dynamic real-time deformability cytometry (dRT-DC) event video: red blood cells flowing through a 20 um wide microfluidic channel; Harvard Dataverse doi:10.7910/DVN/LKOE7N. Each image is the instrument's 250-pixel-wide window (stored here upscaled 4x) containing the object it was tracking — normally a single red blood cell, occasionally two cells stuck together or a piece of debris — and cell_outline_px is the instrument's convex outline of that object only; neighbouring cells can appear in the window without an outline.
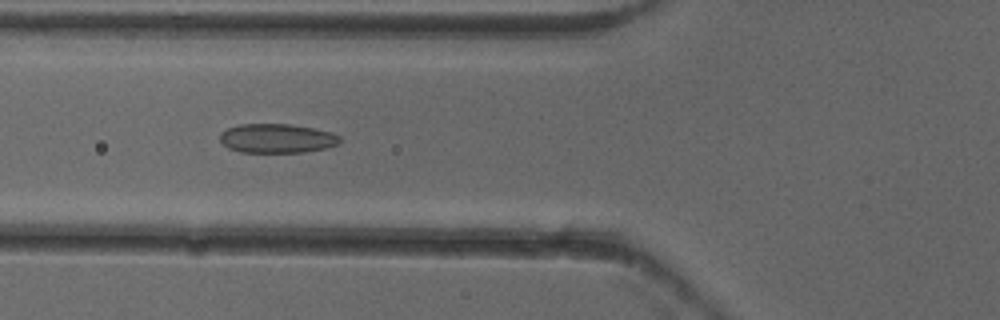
{"species": "common noctule bat (a hibernating species)", "species_latin": "Nyctalus noctula", "temperature_condition": "cold", "stored_images_in_passage": 52, "camera_frame_rate_fps": 3000, "um_per_image_px": 0.085, "animal": {"sex": "female"}, "frame": {"image": 1, "passage_image": 19, "time_ms": 6.0, "image_size_px": [1000, 320], "cell_outline_px": [[340, 144], [328, 148], [304, 152], [240, 152], [228, 148], [220, 140], [220, 132], [228, 128], [240, 124], [288, 124], [312, 128], [332, 132], [340, 136]], "centroid_in_image_um": [23.56, 11.76], "position_along_channel_um": 102.2, "area_um2": 20.46}}
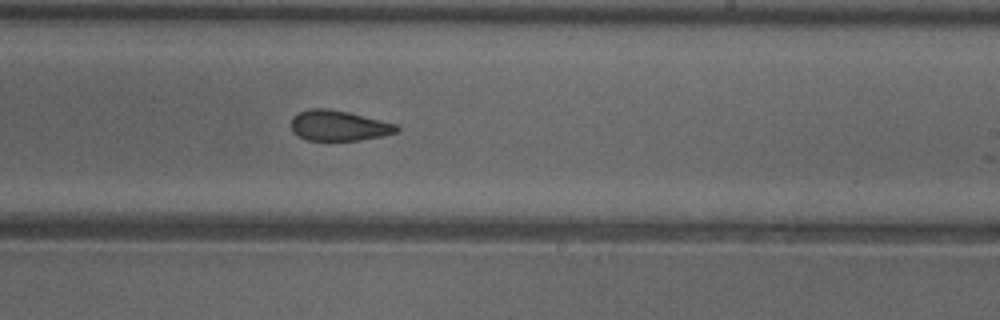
{"frame": {"image": 2, "passage_image": 31, "time_ms": 10.0, "image_size_px": [1000, 320], "cell_outline_px": [[400, 128], [396, 132], [380, 136], [360, 140], [328, 144], [308, 140], [296, 136], [292, 132], [292, 116], [296, 112], [308, 108], [328, 108], [348, 112], [396, 124]], "centroid_in_image_um": [28.7, 10.72], "position_along_channel_um": 260.3, "area_um2": 19.48}}
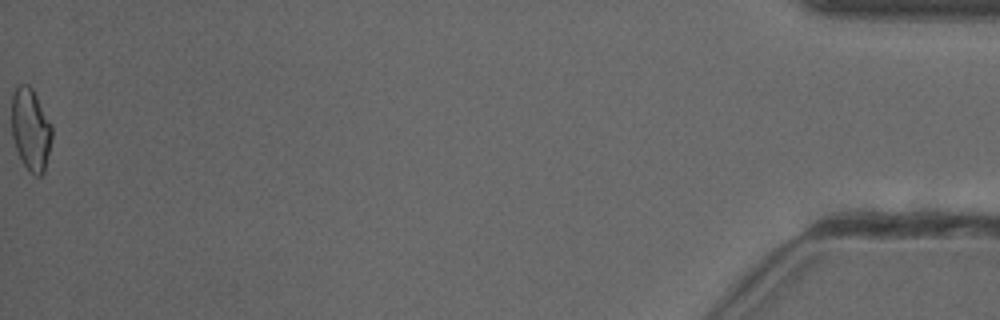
{"frame": {"image": 3, "passage_image": 52, "time_ms": 17.0, "image_size_px": [1000, 320], "cell_outline_px": [[52, 140], [44, 172], [40, 176], [36, 176], [20, 160], [12, 136], [12, 96], [16, 88], [20, 84], [28, 84], [32, 88], [52, 124]], "centroid_in_image_um": [2.62, 11.0], "position_along_channel_um": 432.6, "area_um2": 19.31}, "authors_computed_cell_mechanics": {"area_um2": 19.7387, "velocity_mm_per_s": 3.9403, "shape_relaxation_time_tau1_ms": null, "shape_relaxation_time_tau2_ms": 2.5653, "deformation_change_tau1": null, "deformation_change_tau2": 0.0873}}